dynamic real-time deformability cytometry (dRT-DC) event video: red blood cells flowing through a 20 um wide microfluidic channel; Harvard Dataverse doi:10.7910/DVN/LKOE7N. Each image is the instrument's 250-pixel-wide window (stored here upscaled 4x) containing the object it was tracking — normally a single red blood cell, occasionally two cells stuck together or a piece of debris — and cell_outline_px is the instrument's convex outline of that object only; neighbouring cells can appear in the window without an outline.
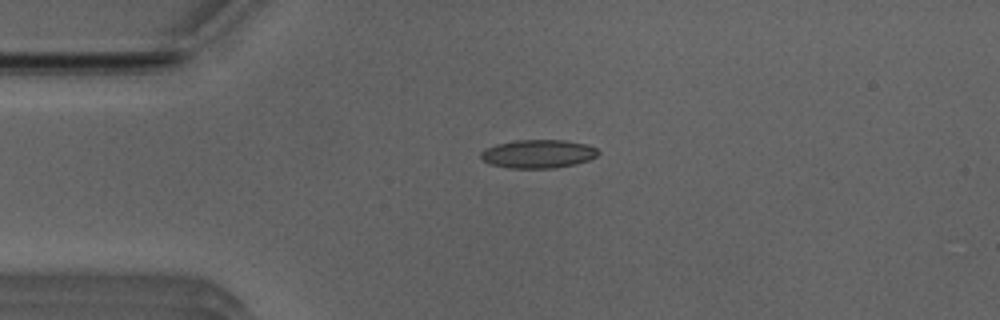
{"species": "Egyptian fruit bat (a non-hibernating species)", "species_latin": "Rousettus aegyptiacus", "temperature_condition": "room temperature", "stored_images_in_passage": 52, "camera_frame_rate_fps": 3000, "um_per_image_px": 0.085, "animal": {"sex": "male"}, "frame": {"image": 1, "passage_image": 12, "time_ms": 3.667, "image_size_px": [1000, 320], "cell_outline_px": [[600, 152], [596, 156], [588, 160], [576, 164], [556, 168], [508, 168], [492, 164], [480, 160], [480, 152], [484, 148], [496, 144], [516, 140], [564, 140], [584, 144], [596, 148]], "centroid_in_image_um": [45.7, 13.08], "position_along_channel_um": 39.3, "area_um2": 19.54}}
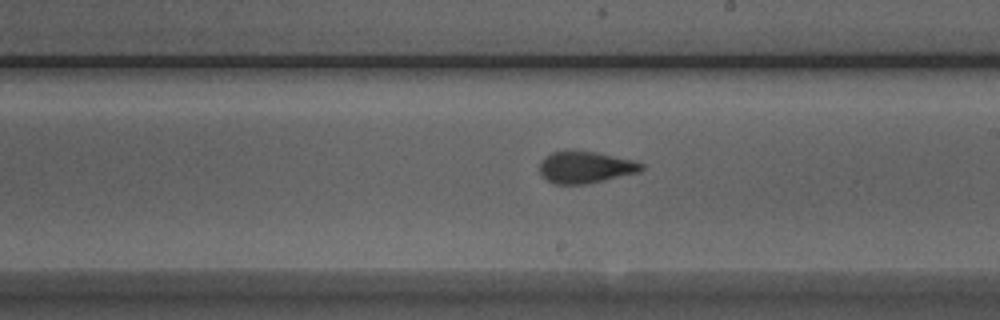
{"frame": {"image": 2, "passage_image": 29, "time_ms": 9.333, "image_size_px": [1000, 320], "cell_outline_px": [[644, 168], [640, 172], [588, 184], [552, 184], [540, 176], [540, 160], [552, 152], [596, 152], [632, 160], [644, 164]], "centroid_in_image_um": [49.75, 14.25], "position_along_channel_um": 239.2, "area_um2": 18.79}}
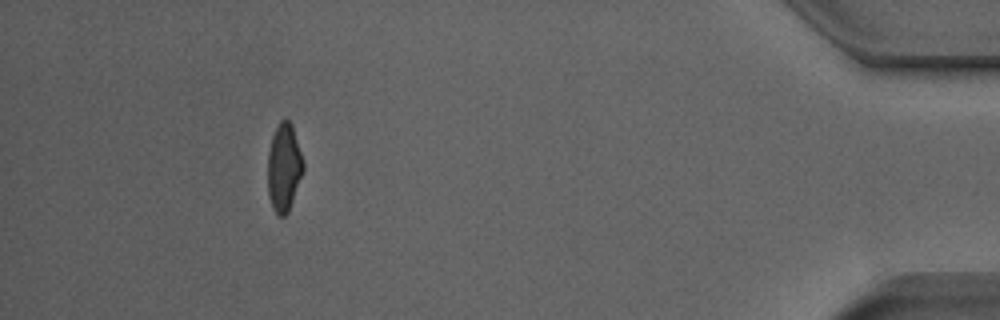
{"frame": {"image": 3, "passage_image": 47, "time_ms": 15.333, "image_size_px": [1000, 320], "cell_outline_px": [[304, 168], [288, 212], [284, 216], [280, 216], [272, 208], [268, 196], [268, 152], [272, 136], [280, 120], [288, 120], [292, 124], [304, 160]], "centroid_in_image_um": [24.13, 14.22], "position_along_channel_um": 411.1, "area_um2": 18.15}, "authors_computed_cell_mechanics": {"area_um2": 18.785, "velocity_mm_per_s": 3.974, "shape_relaxation_time_tau1_ms": 4.4119, "shape_relaxation_time_tau2_ms": 1.1147, "deformation_change_tau1": 0.1752, "deformation_change_tau2": 0.0829}}